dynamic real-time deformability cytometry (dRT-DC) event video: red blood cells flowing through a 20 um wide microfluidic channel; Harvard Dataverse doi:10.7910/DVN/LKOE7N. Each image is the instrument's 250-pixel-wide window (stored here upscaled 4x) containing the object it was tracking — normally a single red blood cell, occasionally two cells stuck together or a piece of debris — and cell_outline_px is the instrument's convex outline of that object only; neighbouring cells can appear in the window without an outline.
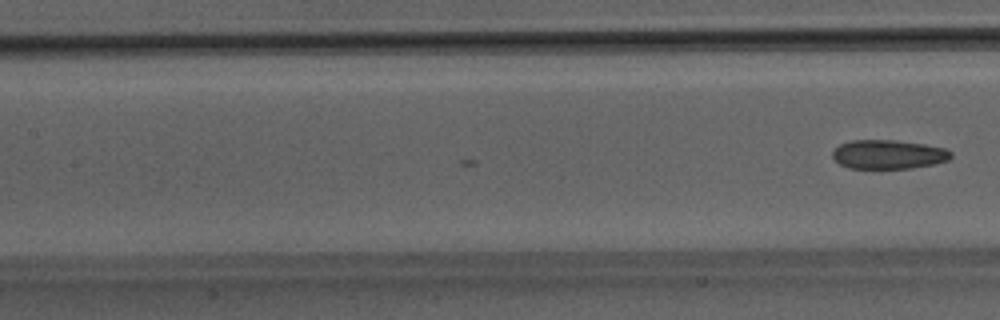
{"species": "Egyptian fruit bat (a non-hibernating species)", "species_latin": "Rousettus aegyptiacus", "temperature_condition": "room temperature", "stored_images_in_passage": 20, "camera_frame_rate_fps": 3000, "um_per_image_px": 0.085, "animal": {"sex": "male"}, "frame": {"image": 1, "passage_image": 20, "time_ms": 6.333, "image_size_px": [1000, 320], "cell_outline_px": [[952, 156], [948, 160], [932, 164], [912, 168], [848, 168], [840, 164], [832, 156], [832, 152], [840, 144], [848, 140], [896, 140], [924, 144], [944, 148], [952, 152]], "centroid_in_image_um": [75.5, 13.12], "position_along_channel_um": 131.9, "area_um2": 20.0}}